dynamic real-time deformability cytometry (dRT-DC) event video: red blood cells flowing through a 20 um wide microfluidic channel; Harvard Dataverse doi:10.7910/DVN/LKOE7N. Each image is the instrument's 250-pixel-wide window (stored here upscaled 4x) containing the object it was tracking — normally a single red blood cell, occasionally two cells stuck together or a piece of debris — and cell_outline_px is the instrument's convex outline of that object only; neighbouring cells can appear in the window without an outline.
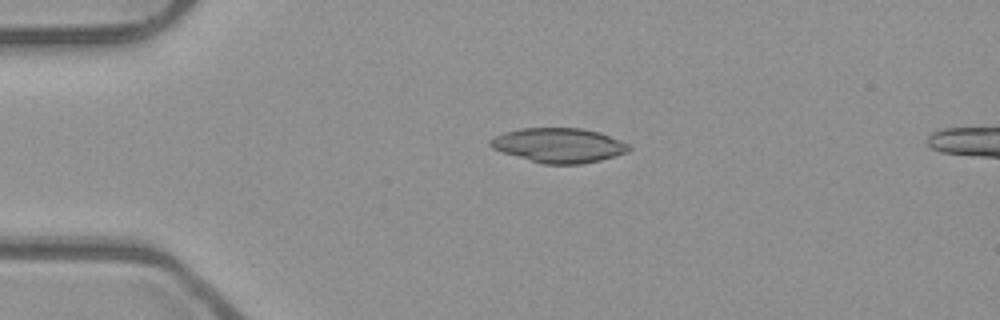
{"species": "common noctule bat (a hibernating species)", "species_latin": "Nyctalus noctula", "temperature_condition": "room temperature", "stored_images_in_passage": 41, "camera_frame_rate_fps": 3000, "um_per_image_px": 0.085, "animal": {"sex": "male", "body_mass_g": 23.1, "forearm_length_mm": 52.7}, "frame": {"image": 1, "passage_image": 1, "time_ms": 0.0, "image_size_px": [1000, 320], "cell_outline_px": [[632, 148], [628, 152], [600, 160], [580, 164], [544, 164], [504, 152], [492, 148], [488, 144], [488, 140], [504, 132], [520, 128], [580, 128], [600, 132], [620, 140], [628, 144]], "centroid_in_image_um": [47.51, 12.34], "position_along_channel_um": 37.5, "area_um2": 27.74}}
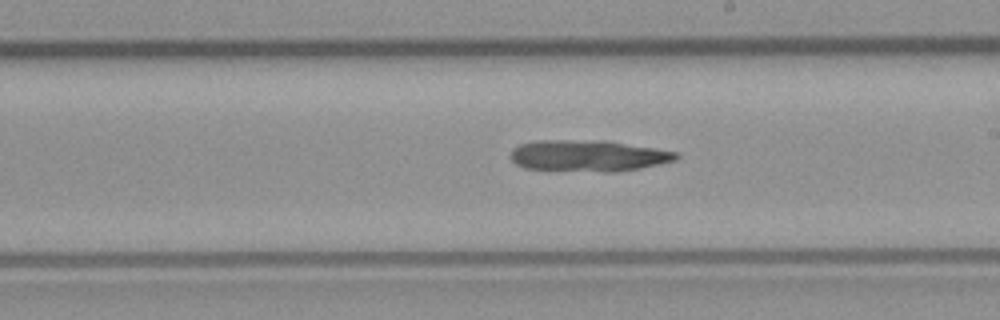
{"frame": {"image": 2, "passage_image": 19, "time_ms": 6.0, "image_size_px": [1000, 320], "cell_outline_px": [[680, 156], [676, 160], [616, 172], [604, 172], [524, 168], [516, 164], [512, 160], [512, 148], [520, 144], [536, 140], [608, 140], [680, 152]], "centroid_in_image_um": [50.02, 13.22], "position_along_channel_um": 239.0, "area_um2": 30.35}}
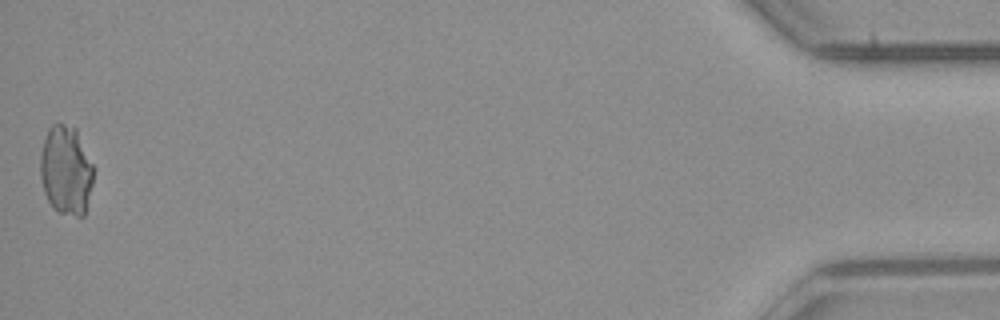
{"frame": {"image": 3, "passage_image": 41, "time_ms": 13.333, "image_size_px": [1000, 320], "cell_outline_px": [[92, 184], [84, 216], [76, 216], [60, 212], [48, 200], [44, 192], [40, 176], [40, 156], [44, 140], [48, 128], [52, 124], [64, 124], [76, 128], [92, 164]], "centroid_in_image_um": [5.6, 14.46], "position_along_channel_um": 429.6, "area_um2": 27.28}}